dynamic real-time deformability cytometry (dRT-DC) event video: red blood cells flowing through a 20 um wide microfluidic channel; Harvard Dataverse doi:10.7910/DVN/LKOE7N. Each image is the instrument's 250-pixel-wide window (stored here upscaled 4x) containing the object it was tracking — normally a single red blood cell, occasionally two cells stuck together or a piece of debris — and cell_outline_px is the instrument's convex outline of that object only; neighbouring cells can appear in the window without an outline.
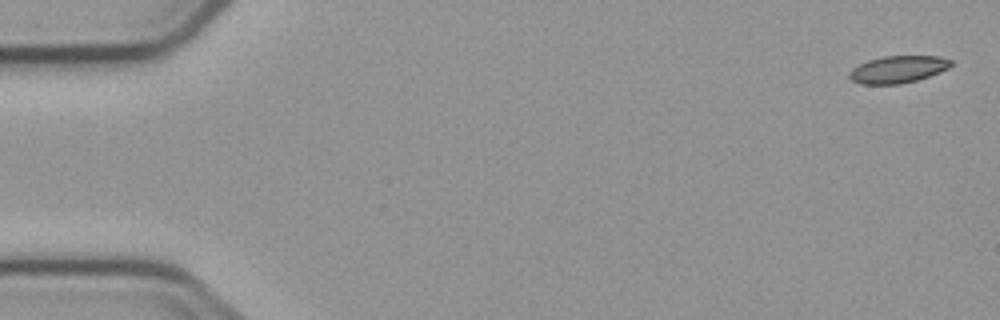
{"species": "common noctule bat (a hibernating species)", "species_latin": "Nyctalus noctula", "temperature_condition": "cold", "stored_images_in_passage": 5, "camera_frame_rate_fps": 3000, "um_per_image_px": 0.085, "animal": {"sex": "male", "body_mass_g": 23.1, "forearm_length_mm": 52.7}, "frame": {"image": 1, "passage_image": 1, "time_ms": 0.0, "image_size_px": [1000, 320], "cell_outline_px": [[952, 64], [948, 68], [940, 72], [916, 80], [900, 84], [860, 84], [852, 80], [848, 76], [848, 72], [852, 68], [868, 60], [884, 56], [940, 56], [952, 60]], "centroid_in_image_um": [76.31, 5.89], "position_along_channel_um": 8.7, "area_um2": 16.07}}
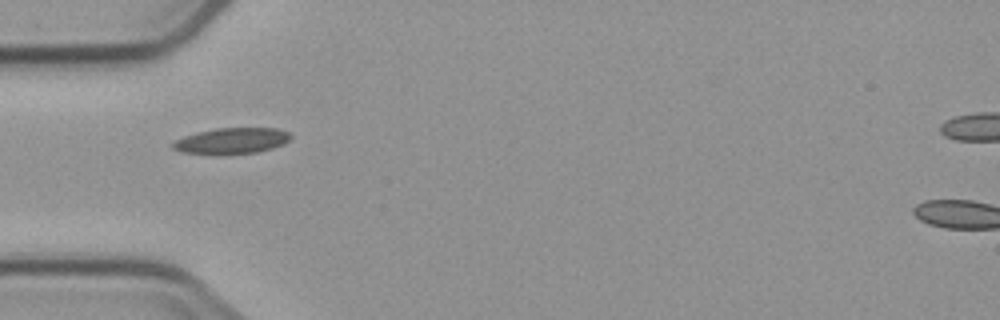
{"frame": {"image": 2, "passage_image": 5, "time_ms": 5.333, "image_size_px": [1000, 320], "cell_outline_px": [[292, 136], [284, 144], [272, 148], [256, 152], [184, 152], [172, 148], [172, 144], [176, 140], [184, 136], [196, 132], [216, 128], [276, 128], [288, 132]], "centroid_in_image_um": [19.74, 11.92], "position_along_channel_um": 65.3, "area_um2": 17.05}}